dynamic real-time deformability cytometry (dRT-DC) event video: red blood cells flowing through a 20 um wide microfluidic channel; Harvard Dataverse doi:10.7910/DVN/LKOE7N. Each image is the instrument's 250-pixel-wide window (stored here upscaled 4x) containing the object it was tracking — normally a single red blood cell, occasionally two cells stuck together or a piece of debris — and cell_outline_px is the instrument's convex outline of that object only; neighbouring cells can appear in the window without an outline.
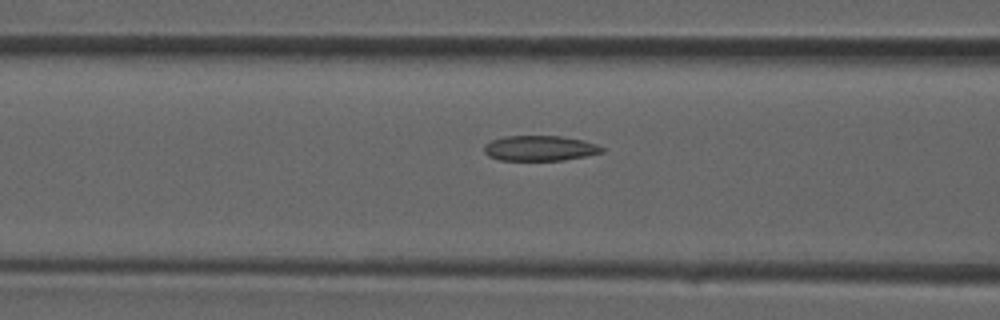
{"species": "common noctule bat (a hibernating species)", "species_latin": "Nyctalus noctula", "temperature_condition": "room temperature", "stored_images_in_passage": 24, "camera_frame_rate_fps": 3000, "um_per_image_px": 0.085, "animal": {"sex": "male", "forearm_length_mm": 52.5}, "frame": {"image": 1, "passage_image": 6, "time_ms": 1.667, "image_size_px": [1000, 320], "cell_outline_px": [[604, 152], [564, 160], [500, 160], [488, 156], [484, 152], [484, 144], [492, 140], [504, 136], [560, 136], [584, 140], [596, 144], [604, 148]], "centroid_in_image_um": [45.87, 12.6], "position_along_channel_um": 120.7, "area_um2": 17.34}}
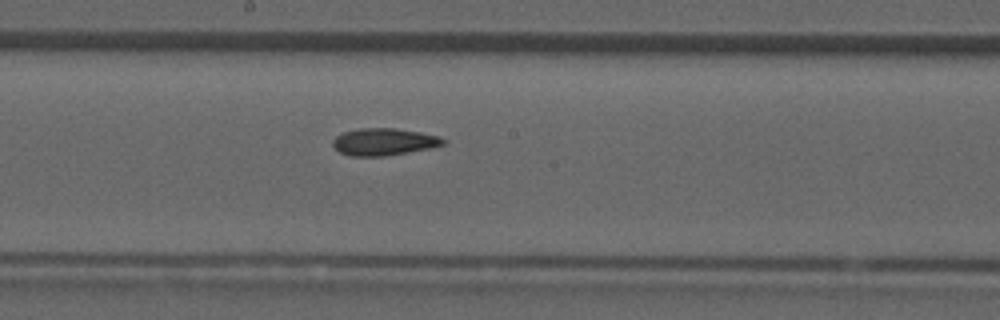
{"frame": {"image": 2, "passage_image": 11, "time_ms": 3.333, "image_size_px": [1000, 320], "cell_outline_px": [[444, 144], [432, 148], [384, 156], [348, 156], [340, 152], [332, 144], [332, 140], [336, 136], [344, 132], [360, 128], [396, 128], [420, 132], [440, 136], [444, 140]], "centroid_in_image_um": [32.62, 12.05], "position_along_channel_um": 215.6, "area_um2": 17.46}}
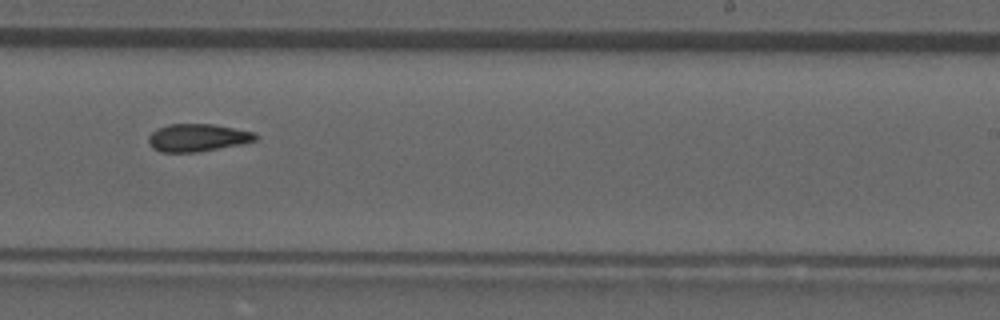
{"frame": {"image": 3, "passage_image": 14, "time_ms": 4.333, "image_size_px": [1000, 320], "cell_outline_px": [[260, 136], [256, 140], [240, 144], [196, 152], [160, 152], [152, 148], [148, 144], [148, 136], [152, 132], [168, 124], [212, 124], [252, 132]], "centroid_in_image_um": [16.75, 11.71], "position_along_channel_um": 272.3, "area_um2": 17.05}}